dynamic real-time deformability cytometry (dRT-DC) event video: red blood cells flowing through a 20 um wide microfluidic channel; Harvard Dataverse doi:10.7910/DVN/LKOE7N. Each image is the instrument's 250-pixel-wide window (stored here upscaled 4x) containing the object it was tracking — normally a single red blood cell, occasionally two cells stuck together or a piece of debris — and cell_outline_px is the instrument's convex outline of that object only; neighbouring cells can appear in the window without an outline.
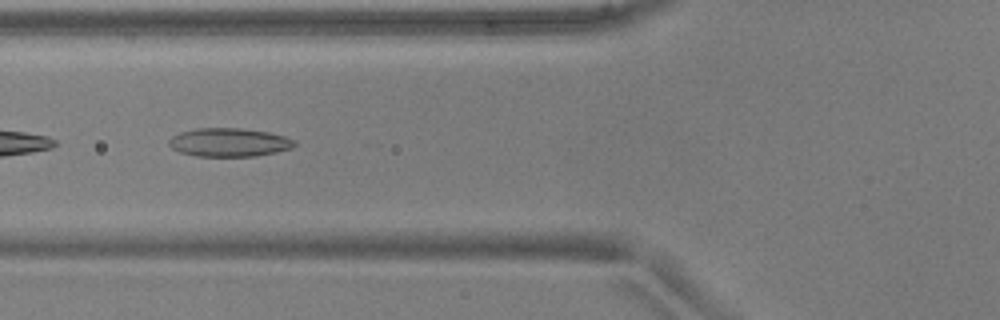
{"species": "common noctule bat (a hibernating species)", "species_latin": "Nyctalus noctula", "temperature_condition": "warm", "stored_images_in_passage": 22, "camera_frame_rate_fps": 3000, "um_per_image_px": 0.085, "animal": {"sex": "male", "body_mass_g": 17.9, "forearm_length_mm": 54.2}, "frame": {"image": 1, "passage_image": 9, "time_ms": 2.667, "image_size_px": [1000, 320], "cell_outline_px": [[296, 144], [292, 148], [276, 152], [256, 156], [196, 156], [180, 152], [172, 148], [168, 144], [168, 140], [172, 136], [180, 132], [196, 128], [240, 128], [268, 132], [284, 136], [296, 140]], "centroid_in_image_um": [19.47, 12.1], "position_along_channel_um": 106.3, "area_um2": 20.92}}